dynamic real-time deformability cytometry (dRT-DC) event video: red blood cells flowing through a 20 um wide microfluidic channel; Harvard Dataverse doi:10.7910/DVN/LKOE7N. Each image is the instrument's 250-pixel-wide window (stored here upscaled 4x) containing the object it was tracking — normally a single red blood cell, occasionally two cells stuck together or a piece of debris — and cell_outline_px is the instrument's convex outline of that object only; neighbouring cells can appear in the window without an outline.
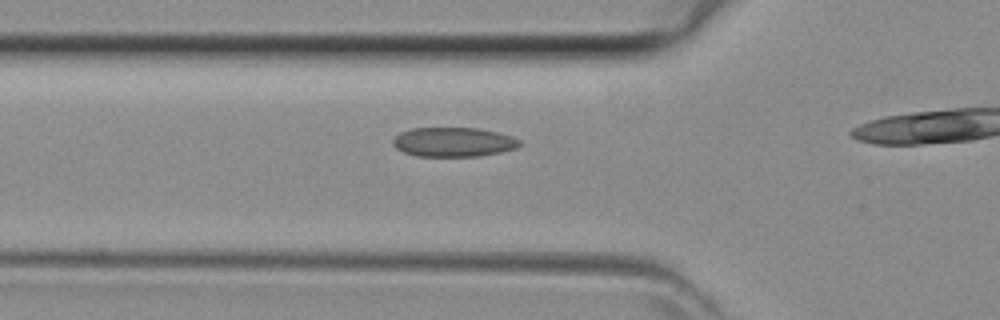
{"species": "common noctule bat (a hibernating species)", "species_latin": "Nyctalus noctula", "temperature_condition": "room temperature", "stored_images_in_passage": 15, "camera_frame_rate_fps": 3000, "um_per_image_px": 0.085, "animal": {"sex": "female", "body_mass_g": 29.2, "forearm_length_mm": 56.3}, "frame": {"image": 1, "passage_image": 3, "time_ms": 0.667, "image_size_px": [1000, 320], "cell_outline_px": [[520, 144], [516, 148], [500, 152], [480, 156], [416, 156], [404, 152], [396, 148], [392, 144], [392, 140], [400, 132], [412, 128], [476, 128], [496, 132], [512, 136], [520, 140]], "centroid_in_image_um": [38.52, 12.07], "position_along_channel_um": 87.3, "area_um2": 21.62}}
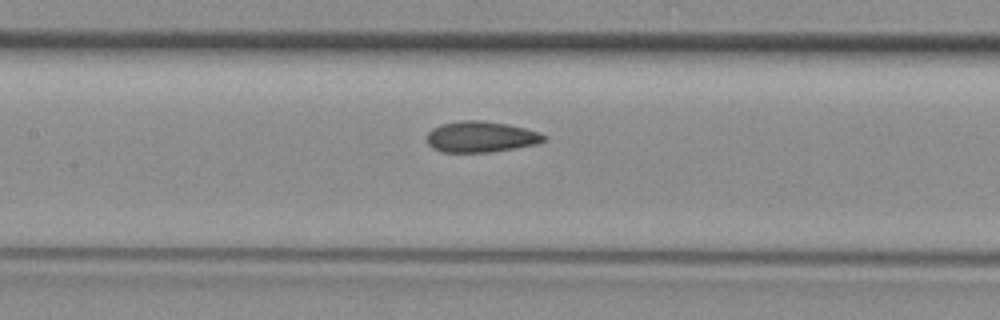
{"frame": {"image": 2, "passage_image": 8, "time_ms": 2.333, "image_size_px": [1000, 320], "cell_outline_px": [[548, 140], [536, 144], [488, 152], [440, 152], [432, 148], [428, 144], [428, 132], [432, 128], [440, 124], [460, 120], [480, 120], [508, 124], [540, 132], [548, 136]], "centroid_in_image_um": [40.88, 11.62], "position_along_channel_um": 166.5, "area_um2": 21.21}}
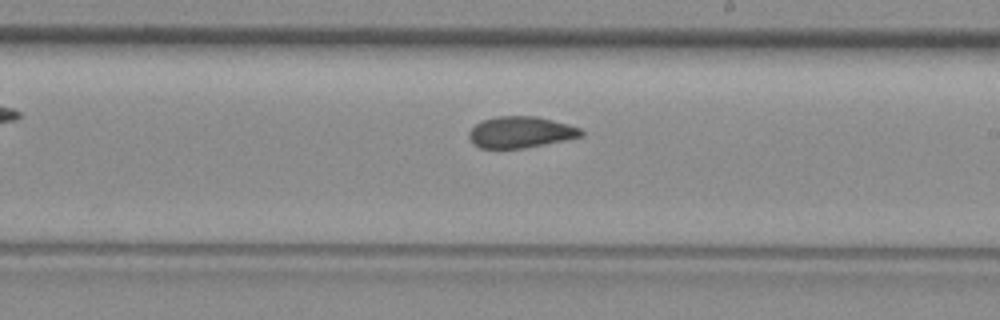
{"frame": {"image": 3, "passage_image": 13, "time_ms": 4.0, "image_size_px": [1000, 320], "cell_outline_px": [[584, 132], [580, 136], [544, 144], [524, 148], [480, 148], [472, 144], [468, 136], [468, 132], [476, 124], [484, 120], [496, 116], [536, 116], [568, 124], [580, 128]], "centroid_in_image_um": [44.2, 11.23], "position_along_channel_um": 244.8, "area_um2": 20.29}}